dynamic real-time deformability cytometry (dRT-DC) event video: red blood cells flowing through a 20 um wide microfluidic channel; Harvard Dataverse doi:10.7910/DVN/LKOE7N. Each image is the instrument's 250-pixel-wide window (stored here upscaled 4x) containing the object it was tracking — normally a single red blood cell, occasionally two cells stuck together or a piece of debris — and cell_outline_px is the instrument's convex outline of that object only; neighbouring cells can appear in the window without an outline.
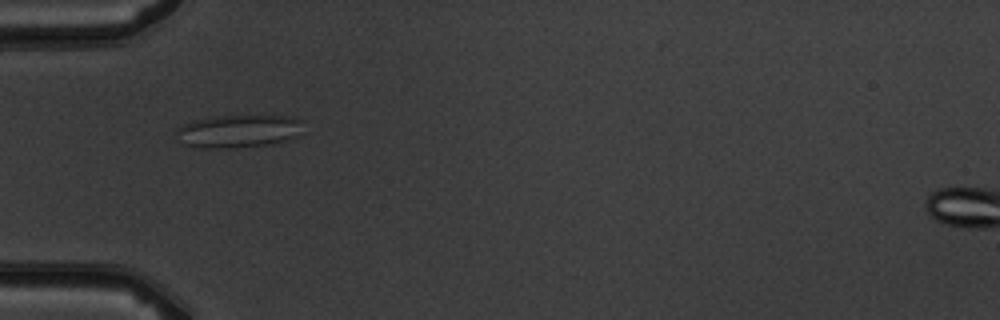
{"species": "common noctule bat (a hibernating species)", "species_latin": "Nyctalus noctula", "temperature_condition": "warm", "stored_images_in_passage": 5, "camera_frame_rate_fps": 3000, "um_per_image_px": 0.085, "animal": {"sex": "male", "body_mass_g": 19.5, "forearm_length_mm": 54.6}, "frame": {"image": 1, "passage_image": 3, "time_ms": 2.333, "image_size_px": [1000, 320], "cell_outline_px": [[304, 120], [296, 136], [272, 144], [232, 148], [200, 148], [184, 144], [172, 132], [180, 124], [192, 120], [212, 116], [288, 116]], "centroid_in_image_um": [20.17, 11.14], "position_along_channel_um": 64.8, "area_um2": 24.57}}
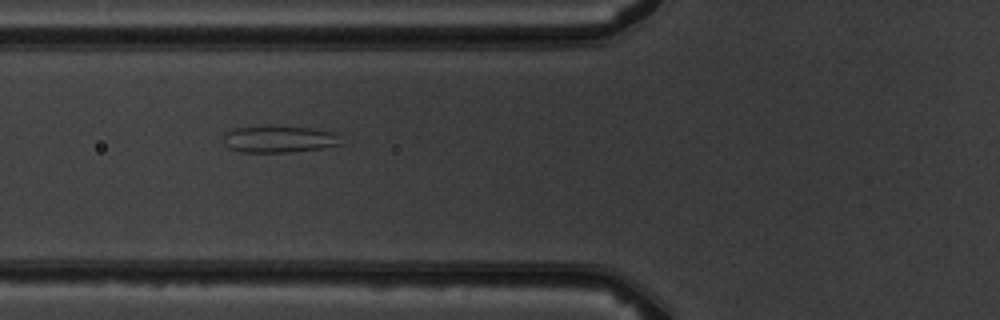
{"frame": {"image": 2, "passage_image": 4, "time_ms": 3.333, "image_size_px": [1000, 320], "cell_outline_px": [[344, 144], [320, 148], [288, 152], [240, 152], [228, 148], [224, 144], [224, 132], [236, 128], [264, 124], [312, 128], [332, 132]], "centroid_in_image_um": [23.65, 11.8], "position_along_channel_um": 102.2, "area_um2": 18.73}}